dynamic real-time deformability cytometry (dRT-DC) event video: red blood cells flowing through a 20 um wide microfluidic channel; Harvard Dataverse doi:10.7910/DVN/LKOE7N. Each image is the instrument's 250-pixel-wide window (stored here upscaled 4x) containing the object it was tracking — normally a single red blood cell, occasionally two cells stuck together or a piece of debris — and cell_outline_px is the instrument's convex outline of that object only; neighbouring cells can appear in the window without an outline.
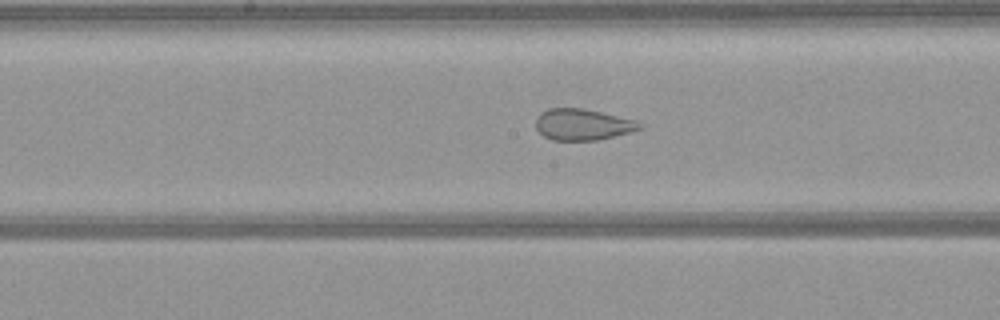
{"species": "common noctule bat (a hibernating species)", "species_latin": "Nyctalus noctula", "temperature_condition": "warm", "stored_images_in_passage": 48, "camera_frame_rate_fps": 3000, "um_per_image_px": 0.085, "animal": {"sex": "female", "body_mass_g": 21.9}, "frame": {"image": 1, "passage_image": 22, "time_ms": 7.0, "image_size_px": [1000, 320], "cell_outline_px": [[644, 128], [596, 140], [552, 140], [544, 136], [536, 128], [536, 116], [540, 112], [548, 108], [584, 108], [636, 120], [644, 124]], "centroid_in_image_um": [49.52, 10.57], "position_along_channel_um": 198.7, "area_um2": 18.96}}
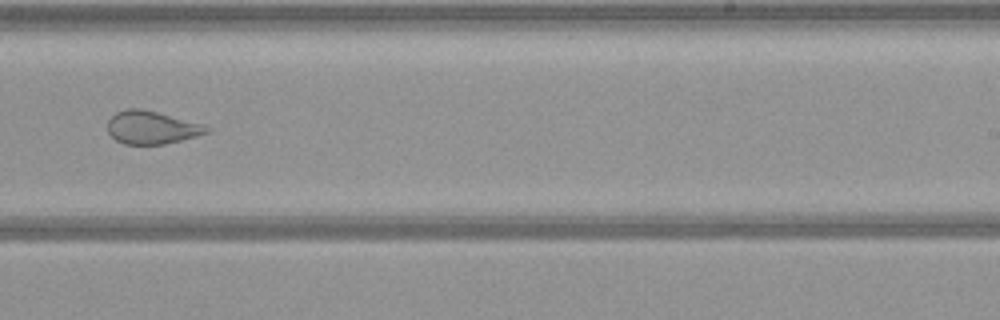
{"frame": {"image": 2, "passage_image": 28, "time_ms": 9.0, "image_size_px": [1000, 320], "cell_outline_px": [[212, 128], [208, 132], [196, 136], [164, 144], [124, 144], [116, 140], [108, 132], [108, 120], [116, 112], [128, 108], [140, 108], [204, 124]], "centroid_in_image_um": [12.89, 10.83], "position_along_channel_um": 276.1, "area_um2": 18.9}}
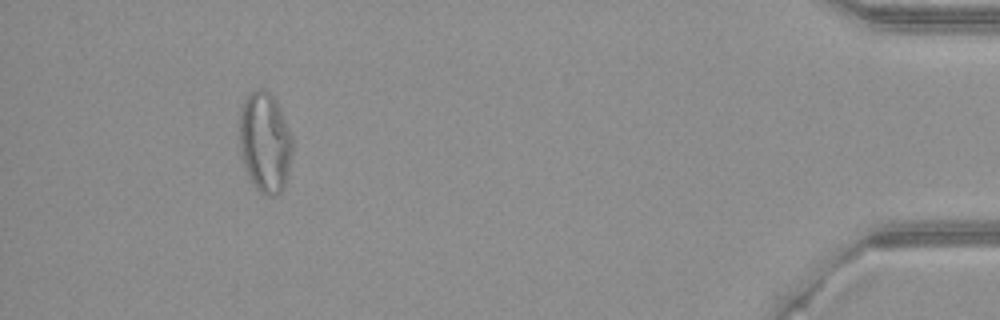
{"frame": {"image": 3, "passage_image": 44, "time_ms": 14.333, "image_size_px": [1000, 320], "cell_outline_px": [[292, 148], [288, 172], [284, 184], [280, 192], [272, 196], [264, 196], [256, 188], [244, 168], [240, 152], [240, 112], [244, 96], [248, 92], [256, 88], [264, 88], [276, 100], [292, 136]], "centroid_in_image_um": [22.5, 12.06], "position_along_channel_um": 412.7, "area_um2": 31.1}}